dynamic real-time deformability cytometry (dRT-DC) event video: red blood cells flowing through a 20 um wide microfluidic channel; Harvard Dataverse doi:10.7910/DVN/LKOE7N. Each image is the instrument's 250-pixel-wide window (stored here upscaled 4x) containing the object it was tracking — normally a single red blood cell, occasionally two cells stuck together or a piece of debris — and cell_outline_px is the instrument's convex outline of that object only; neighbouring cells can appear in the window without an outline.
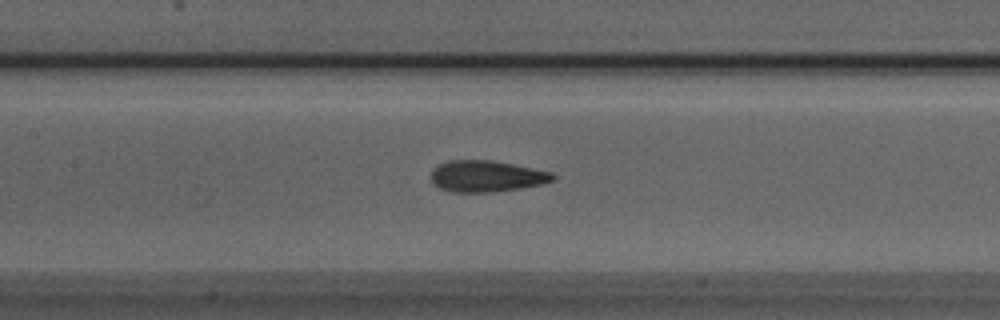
{"species": "Egyptian fruit bat (a non-hibernating species)", "species_latin": "Rousettus aegyptiacus", "temperature_condition": "room temperature", "stored_images_in_passage": 44, "camera_frame_rate_fps": 3000, "um_per_image_px": 0.085, "animal": {"sex": "male"}, "frame": {"image": 1, "passage_image": 16, "time_ms": 5.0, "image_size_px": [1000, 320], "cell_outline_px": [[556, 176], [552, 180], [540, 184], [520, 188], [488, 192], [452, 192], [440, 188], [432, 184], [432, 172], [440, 164], [448, 160], [492, 160], [552, 172]], "centroid_in_image_um": [41.33, 14.97], "position_along_channel_um": 166.1, "area_um2": 21.96}}
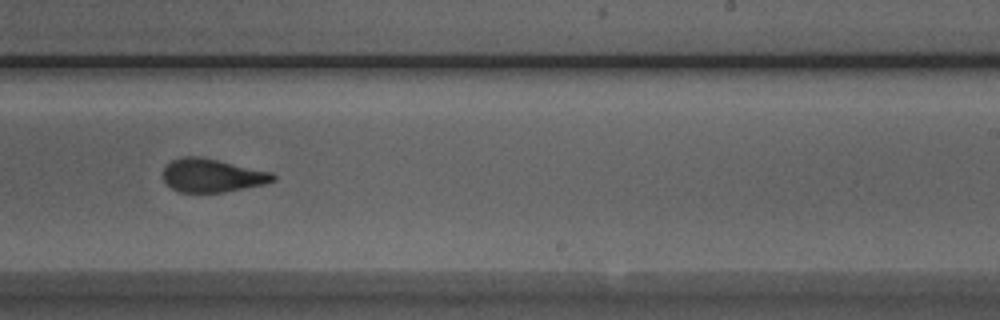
{"frame": {"image": 2, "passage_image": 24, "time_ms": 7.667, "image_size_px": [1000, 320], "cell_outline_px": [[276, 180], [264, 184], [224, 192], [180, 192], [172, 188], [164, 180], [164, 168], [172, 160], [184, 156], [200, 156], [272, 172], [276, 176]], "centroid_in_image_um": [18.05, 14.91], "position_along_channel_um": 271.0, "area_um2": 21.21}}
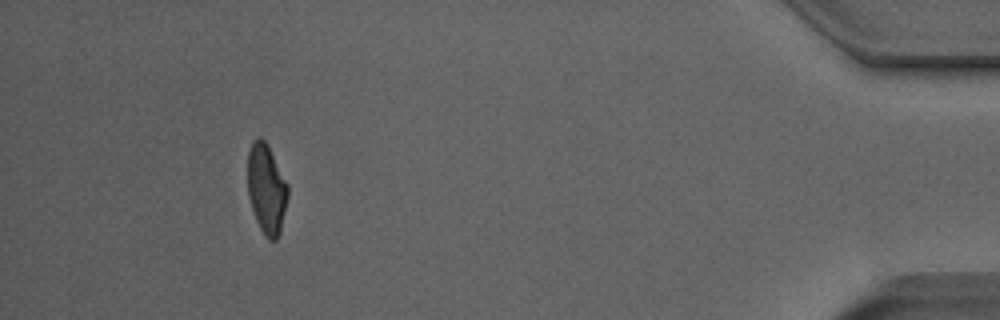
{"frame": {"image": 3, "passage_image": 40, "time_ms": 13.0, "image_size_px": [1000, 320], "cell_outline_px": [[288, 196], [280, 232], [276, 240], [268, 240], [264, 236], [256, 220], [248, 196], [248, 152], [252, 140], [260, 136], [268, 144], [288, 184]], "centroid_in_image_um": [22.65, 16.04], "position_along_channel_um": 412.6, "area_um2": 21.15}, "authors_computed_cell_mechanics": {"area_um2": 22.0796, "velocity_mm_per_s": 3.9535, "shape_relaxation_time_tau1_ms": 7.0153, "shape_relaxation_time_tau2_ms": 1.4607, "deformation_change_tau1": 0.2107, "deformation_change_tau2": 0.0981}}